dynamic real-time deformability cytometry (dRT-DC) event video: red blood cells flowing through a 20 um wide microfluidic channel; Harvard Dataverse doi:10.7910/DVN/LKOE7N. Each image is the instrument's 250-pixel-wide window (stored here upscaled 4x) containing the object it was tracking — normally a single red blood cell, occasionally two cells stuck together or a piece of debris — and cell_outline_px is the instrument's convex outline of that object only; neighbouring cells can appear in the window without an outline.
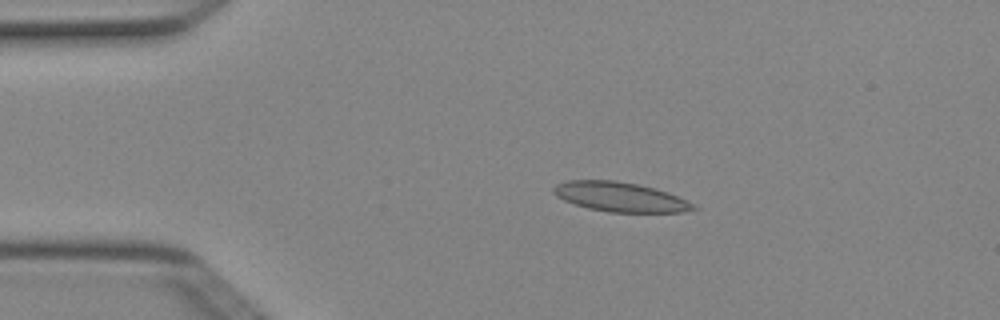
{"species": "Egyptian fruit bat (a non-hibernating species)", "species_latin": "Rousettus aegyptiacus", "temperature_condition": "cold", "stored_images_in_passage": 3, "camera_frame_rate_fps": 3000, "um_per_image_px": 0.085, "animal": {"sex": "female"}, "frame": {"image": 1, "passage_image": 2, "time_ms": 0.333, "image_size_px": [1000, 320], "cell_outline_px": [[700, 208], [684, 212], [608, 212], [588, 208], [564, 200], [556, 196], [552, 192], [552, 188], [556, 184], [568, 180], [616, 180], [636, 184], [668, 192], [696, 204]], "centroid_in_image_um": [52.73, 16.74], "position_along_channel_um": 32.3, "area_um2": 24.1}}